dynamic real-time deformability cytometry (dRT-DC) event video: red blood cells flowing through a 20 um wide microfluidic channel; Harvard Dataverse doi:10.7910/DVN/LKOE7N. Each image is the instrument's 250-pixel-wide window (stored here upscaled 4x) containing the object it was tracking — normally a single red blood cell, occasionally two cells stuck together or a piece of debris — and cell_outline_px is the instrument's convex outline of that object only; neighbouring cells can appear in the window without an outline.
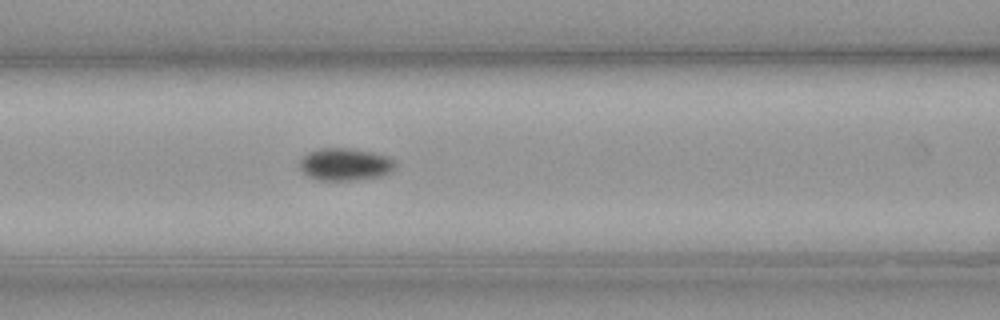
{"species": "common noctule bat (a hibernating species)", "species_latin": "Nyctalus noctula", "temperature_condition": "cold", "stored_images_in_passage": 39, "camera_frame_rate_fps": 3000, "um_per_image_px": 0.085, "animal": {"sex": "male", "body_mass_g": 23.1, "forearm_length_mm": 52.7}, "frame": {"image": 1, "passage_image": 6, "time_ms": 1.667, "image_size_px": [1000, 320], "cell_outline_px": [[396, 164], [388, 172], [380, 176], [356, 180], [320, 180], [304, 172], [300, 168], [300, 160], [308, 152], [320, 148], [348, 148], [368, 152], [384, 156], [392, 160]], "centroid_in_image_um": [29.29, 13.97], "position_along_channel_um": 137.3, "area_um2": 17.46}}
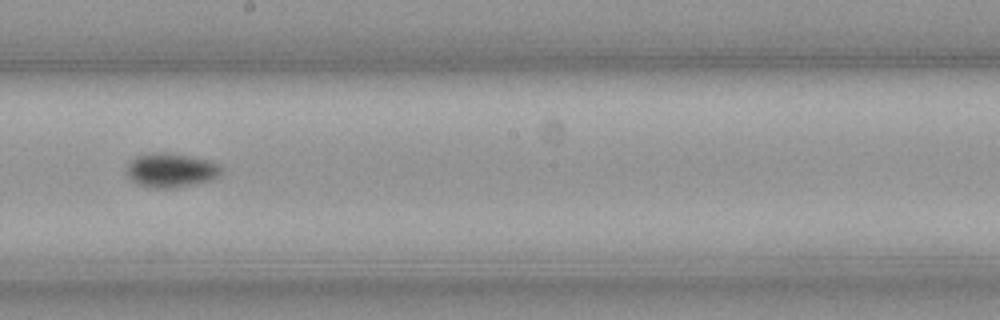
{"frame": {"image": 2, "passage_image": 14, "time_ms": 4.333, "image_size_px": [1000, 320], "cell_outline_px": [[220, 172], [216, 176], [208, 180], [196, 184], [176, 188], [148, 188], [136, 184], [128, 176], [128, 164], [136, 156], [156, 152], [168, 152], [208, 160], [216, 164], [220, 168]], "centroid_in_image_um": [14.48, 14.48], "position_along_channel_um": 233.7, "area_um2": 18.61}}
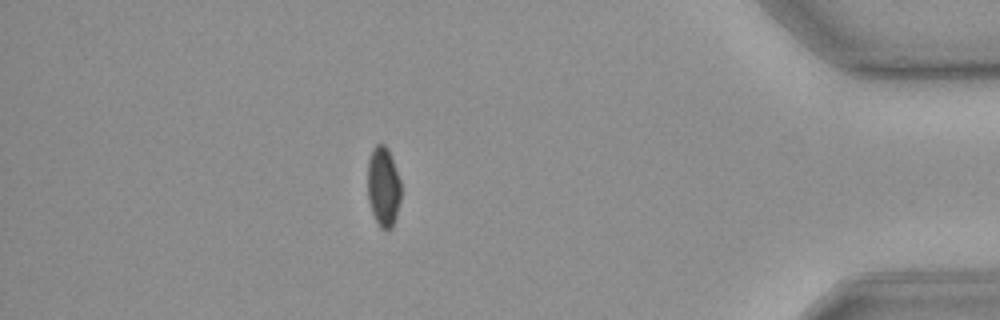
{"frame": {"image": 3, "passage_image": 32, "time_ms": 10.333, "image_size_px": [1000, 320], "cell_outline_px": [[400, 200], [396, 216], [392, 228], [380, 228], [372, 212], [368, 200], [368, 160], [372, 148], [376, 144], [384, 144], [388, 148], [400, 180]], "centroid_in_image_um": [32.57, 15.84], "position_along_channel_um": 402.6, "area_um2": 15.43}}